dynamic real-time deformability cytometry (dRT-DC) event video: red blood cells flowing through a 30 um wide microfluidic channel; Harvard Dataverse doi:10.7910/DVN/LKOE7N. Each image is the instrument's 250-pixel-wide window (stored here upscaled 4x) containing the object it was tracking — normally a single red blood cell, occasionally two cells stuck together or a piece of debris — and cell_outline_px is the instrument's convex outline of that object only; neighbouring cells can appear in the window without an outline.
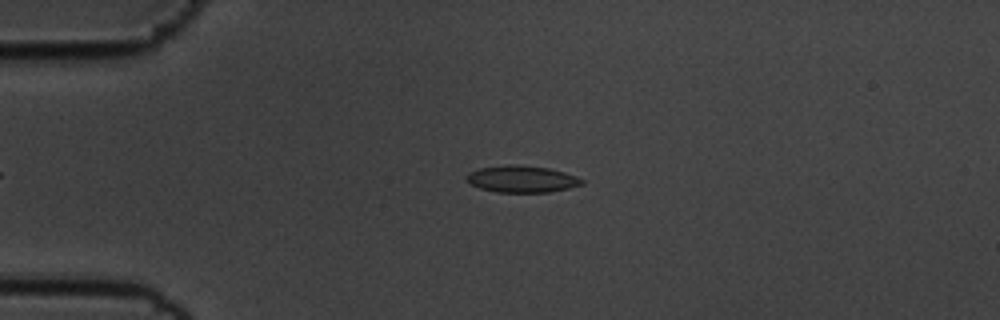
{"species": "common noctule bat (a hibernating species)", "species_latin": "Nyctalus noctula", "temperature_condition": "cold", "stored_images_in_passage": 43, "camera_frame_rate_fps": 3000, "um_per_image_px": 0.085, "animal": {"sex": "male", "body_mass_g": 19.5, "forearm_length_mm": 54.6}, "frame": {"image": 1, "passage_image": 6, "time_ms": 1.667, "image_size_px": [1000, 320], "cell_outline_px": [[584, 184], [568, 188], [548, 192], [496, 192], [480, 188], [468, 184], [468, 172], [480, 168], [512, 164], [548, 168], [564, 172], [576, 176], [584, 180]], "centroid_in_image_um": [44.36, 15.22], "position_along_channel_um": 40.6, "area_um2": 17.86}}
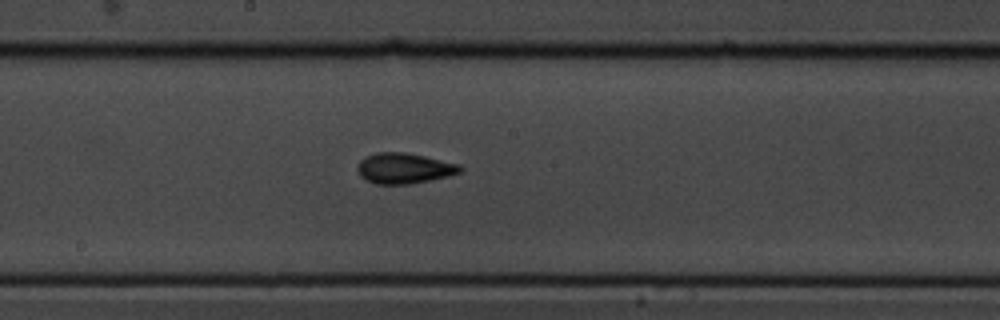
{"frame": {"image": 2, "passage_image": 23, "time_ms": 7.333, "image_size_px": [1000, 320], "cell_outline_px": [[464, 168], [460, 172], [448, 176], [408, 184], [376, 184], [364, 180], [360, 176], [356, 168], [360, 160], [364, 156], [376, 152], [404, 152], [424, 156], [460, 164]], "centroid_in_image_um": [34.31, 14.3], "position_along_channel_um": 213.9, "area_um2": 18.38}}
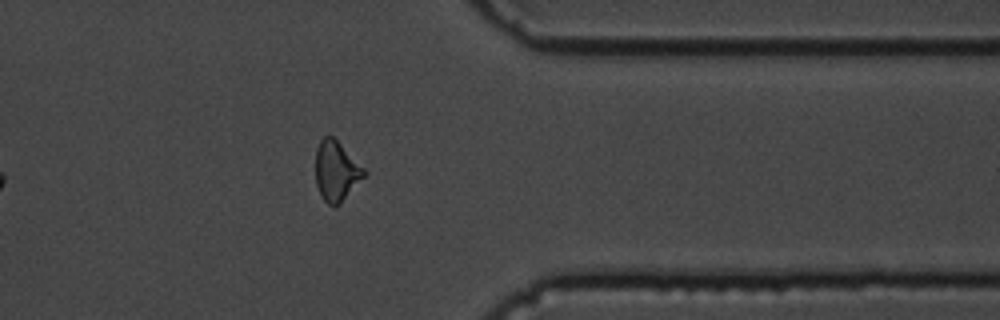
{"frame": {"image": 3, "passage_image": 38, "time_ms": 12.333, "image_size_px": [1000, 320], "cell_outline_px": [[368, 172], [340, 204], [328, 204], [324, 200], [316, 184], [316, 148], [320, 140], [324, 136], [332, 136]], "centroid_in_image_um": [28.58, 14.53], "position_along_channel_um": 382.8, "area_um2": 16.59}, "authors_computed_cell_mechanics": {"area_um2": 17.4556, "velocity_mm_per_s": 3.5603, "shape_relaxation_time_tau1_ms": 4.0422, "shape_relaxation_time_tau2_ms": 1.6315, "deformation_change_tau1": 0.133, "deformation_change_tau2": 0.0636}}